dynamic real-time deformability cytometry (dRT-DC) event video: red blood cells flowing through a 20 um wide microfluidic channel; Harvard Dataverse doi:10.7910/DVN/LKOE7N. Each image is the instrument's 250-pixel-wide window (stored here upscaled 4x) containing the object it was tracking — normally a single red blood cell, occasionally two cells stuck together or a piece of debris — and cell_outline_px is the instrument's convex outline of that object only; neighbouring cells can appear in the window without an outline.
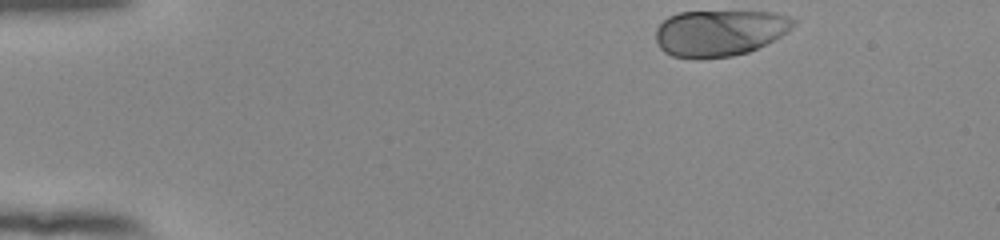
{"species": "human", "species_latin": "Homo sapiens", "temperature_condition": "room temperature", "stored_images_in_passage": 37, "camera_frame_rate_fps": 3000, "um_per_image_px": 0.085, "donor": {"sex": "female"}, "frame": {"image": 1, "passage_image": 1, "time_ms": 0.0, "image_size_px": [1000, 240], "cell_outline_px": [[796, 24], [788, 32], [748, 52], [732, 56], [672, 56], [664, 52], [660, 48], [656, 40], [656, 28], [668, 16], [680, 12], [776, 12], [792, 16], [796, 20]], "centroid_in_image_um": [61.2, 2.75], "position_along_channel_um": 23.8, "area_um2": 36.53}}
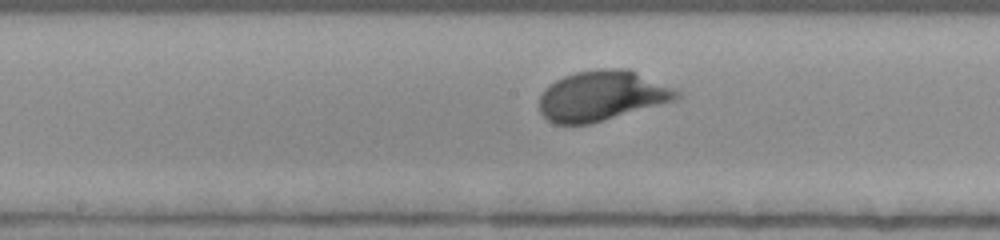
{"frame": {"image": 2, "passage_image": 22, "time_ms": 7.0, "image_size_px": [1000, 240], "cell_outline_px": [[684, 96], [676, 100], [592, 124], [556, 124], [548, 120], [540, 112], [540, 96], [544, 88], [548, 84], [564, 76], [576, 72], [600, 68], [628, 68], [672, 88], [680, 92]], "centroid_in_image_um": [51.15, 8.14], "position_along_channel_um": 197.0, "area_um2": 40.23}}
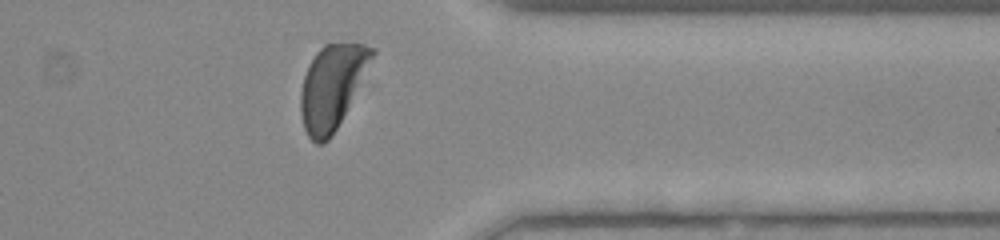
{"frame": {"image": 3, "passage_image": 37, "time_ms": 12.0, "image_size_px": [1000, 240], "cell_outline_px": [[376, 52], [332, 136], [324, 144], [316, 144], [308, 136], [304, 128], [300, 112], [300, 92], [304, 76], [308, 64], [316, 52], [324, 44], [364, 44], [376, 48]], "centroid_in_image_um": [28.18, 7.37], "position_along_channel_um": 383.2, "area_um2": 34.39}, "authors_computed_cell_mechanics": {"area_um2": 38.0324, "velocity_mm_per_s": 3.8332, "shape_relaxation_time_tau1_ms": 2.1524, "shape_relaxation_time_tau2_ms": null, "deformation_change_tau1": 0.1465, "deformation_change_tau2": null}}